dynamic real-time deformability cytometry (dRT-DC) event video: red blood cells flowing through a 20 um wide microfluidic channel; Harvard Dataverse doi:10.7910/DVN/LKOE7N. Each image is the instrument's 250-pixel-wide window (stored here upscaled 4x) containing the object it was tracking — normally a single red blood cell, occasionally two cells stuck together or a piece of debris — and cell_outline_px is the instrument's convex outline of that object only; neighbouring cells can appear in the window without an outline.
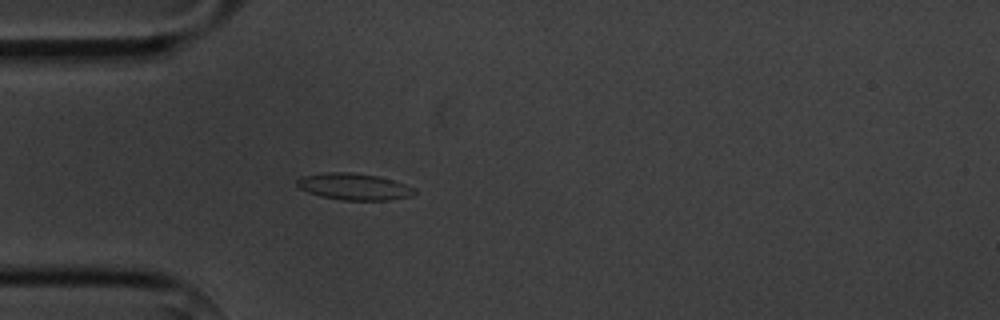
{"species": "common noctule bat (a hibernating species)", "species_latin": "Nyctalus noctula", "temperature_condition": "cold", "stored_images_in_passage": 2, "camera_frame_rate_fps": 3000, "um_per_image_px": 0.085, "animal": {"sex": "male", "body_mass_g": 20.1, "forearm_length_mm": 53.5}, "frame": {"image": 1, "passage_image": 2, "time_ms": 1.0, "image_size_px": [1000, 320], "cell_outline_px": [[416, 192], [412, 196], [388, 200], [344, 200], [320, 196], [308, 192], [300, 188], [296, 184], [296, 180], [300, 176], [328, 172], [352, 172], [376, 176], [392, 180], [416, 188]], "centroid_in_image_um": [30.08, 15.86], "position_along_channel_um": 54.9, "area_um2": 18.21}}